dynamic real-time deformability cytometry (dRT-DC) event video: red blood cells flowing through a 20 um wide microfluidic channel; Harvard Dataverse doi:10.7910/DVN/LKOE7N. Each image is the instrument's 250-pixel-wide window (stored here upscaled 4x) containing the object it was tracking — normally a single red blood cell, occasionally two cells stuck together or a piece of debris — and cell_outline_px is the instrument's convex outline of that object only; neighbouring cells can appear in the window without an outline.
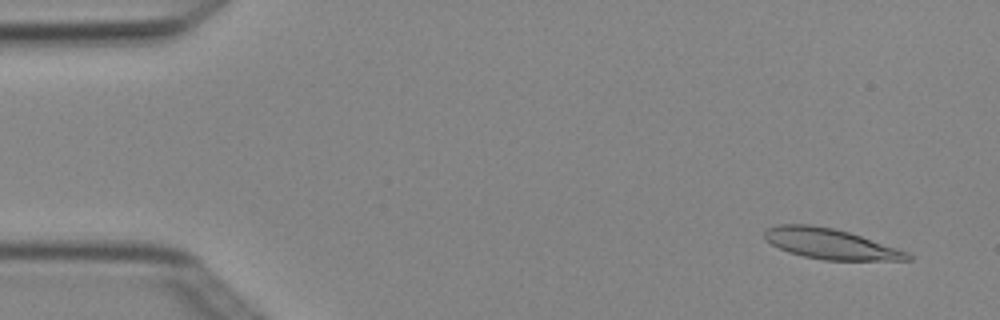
{"species": "Egyptian fruit bat (a non-hibernating species)", "species_latin": "Rousettus aegyptiacus", "temperature_condition": "cold", "stored_images_in_passage": 4, "camera_frame_rate_fps": 3000, "um_per_image_px": 0.085, "animal": {"sex": "female"}, "frame": {"image": 1, "passage_image": 1, "time_ms": 0.0, "image_size_px": [1000, 320], "cell_outline_px": [[912, 260], [824, 260], [804, 256], [788, 252], [772, 244], [764, 236], [764, 228], [780, 224], [808, 224], [832, 228], [848, 232], [908, 252], [912, 256]], "centroid_in_image_um": [70.56, 20.72], "position_along_channel_um": 14.4, "area_um2": 25.03}}
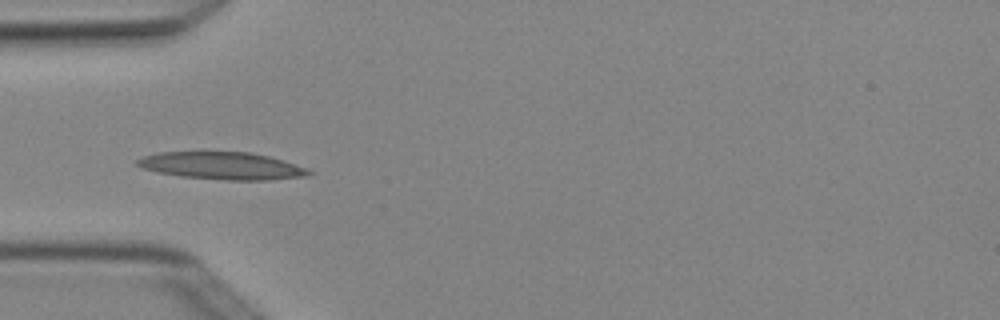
{"frame": {"image": 2, "passage_image": 4, "time_ms": 1.0, "image_size_px": [1000, 320], "cell_outline_px": [[312, 172], [308, 176], [268, 180], [228, 180], [180, 176], [156, 172], [140, 168], [132, 164], [136, 160], [144, 156], [160, 152], [252, 152], [284, 160], [304, 168]], "centroid_in_image_um": [18.81, 14.09], "position_along_channel_um": 66.2, "area_um2": 27.4}}